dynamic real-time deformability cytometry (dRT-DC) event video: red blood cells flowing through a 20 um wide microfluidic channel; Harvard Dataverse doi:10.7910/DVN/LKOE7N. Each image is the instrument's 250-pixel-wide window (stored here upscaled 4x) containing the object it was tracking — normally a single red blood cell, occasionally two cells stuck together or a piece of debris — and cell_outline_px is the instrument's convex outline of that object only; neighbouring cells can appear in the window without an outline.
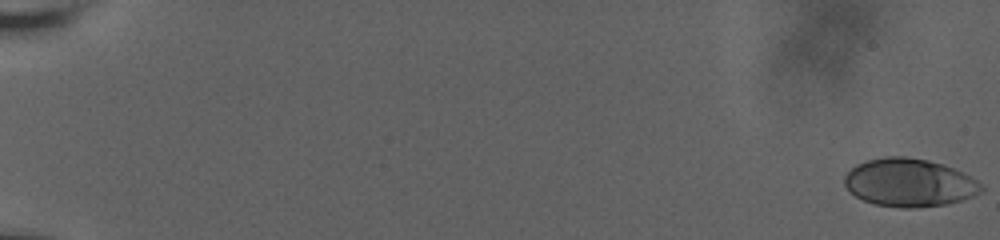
{"species": "human", "species_latin": "Homo sapiens", "temperature_condition": "room temperature", "stored_images_in_passage": 60, "camera_frame_rate_fps": 3000, "um_per_image_px": 0.085, "donor": {"sex": "male"}, "frame": {"image": 1, "passage_image": 1, "time_ms": 0.0, "image_size_px": [1000, 240], "cell_outline_px": [[984, 188], [980, 192], [972, 196], [960, 200], [944, 204], [916, 208], [904, 208], [876, 204], [864, 200], [856, 196], [844, 184], [844, 176], [856, 164], [868, 160], [884, 156], [904, 156], [928, 160], [952, 168], [976, 180]], "centroid_in_image_um": [77.26, 15.52], "position_along_channel_um": 7.7, "area_um2": 37.8}}
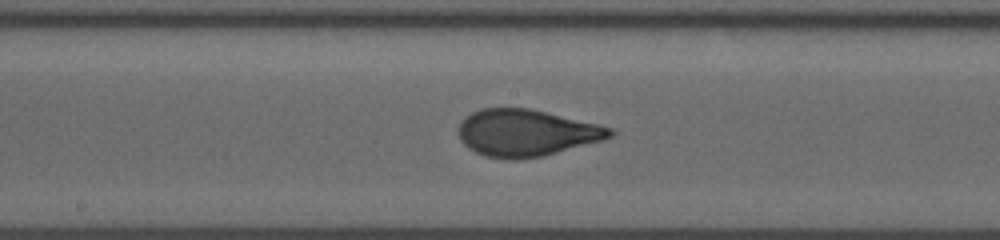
{"frame": {"image": 2, "passage_image": 35, "time_ms": 11.333, "image_size_px": [1000, 240], "cell_outline_px": [[616, 132], [612, 136], [604, 140], [544, 156], [512, 160], [484, 156], [468, 148], [460, 140], [460, 124], [464, 116], [480, 108], [528, 108], [596, 124], [612, 128]], "centroid_in_image_um": [44.72, 11.3], "position_along_channel_um": 203.5, "area_um2": 41.21}}
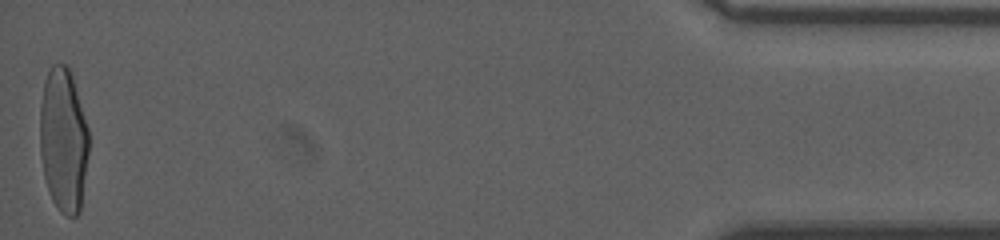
{"frame": {"image": 3, "passage_image": 60, "time_ms": 19.667, "image_size_px": [1000, 240], "cell_outline_px": [[88, 152], [80, 212], [76, 216], [68, 216], [60, 212], [52, 200], [44, 176], [40, 156], [40, 104], [44, 80], [52, 64], [68, 64], [72, 76], [88, 128]], "centroid_in_image_um": [5.37, 11.9], "position_along_channel_um": 429.8, "area_um2": 41.1}, "authors_computed_cell_mechanics": {"area_um2": 40.0265, "velocity_mm_per_s": 3.7073, "shape_relaxation_time_tau1_ms": 5.1292, "shape_relaxation_time_tau2_ms": null, "deformation_change_tau1": 0.2055, "deformation_change_tau2": null}}